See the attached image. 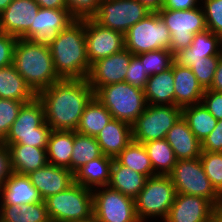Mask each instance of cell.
<instances>
[{"label": "cell", "instance_id": "obj_1", "mask_svg": "<svg viewBox=\"0 0 222 222\" xmlns=\"http://www.w3.org/2000/svg\"><path fill=\"white\" fill-rule=\"evenodd\" d=\"M95 92L87 79H60L40 91L45 122L52 130L76 131L81 115Z\"/></svg>", "mask_w": 222, "mask_h": 222}, {"label": "cell", "instance_id": "obj_2", "mask_svg": "<svg viewBox=\"0 0 222 222\" xmlns=\"http://www.w3.org/2000/svg\"><path fill=\"white\" fill-rule=\"evenodd\" d=\"M60 79H85L90 70L85 38V19L75 20L59 32L49 46Z\"/></svg>", "mask_w": 222, "mask_h": 222}, {"label": "cell", "instance_id": "obj_3", "mask_svg": "<svg viewBox=\"0 0 222 222\" xmlns=\"http://www.w3.org/2000/svg\"><path fill=\"white\" fill-rule=\"evenodd\" d=\"M13 65L36 94L60 80L50 48L27 39H17L13 50Z\"/></svg>", "mask_w": 222, "mask_h": 222}, {"label": "cell", "instance_id": "obj_4", "mask_svg": "<svg viewBox=\"0 0 222 222\" xmlns=\"http://www.w3.org/2000/svg\"><path fill=\"white\" fill-rule=\"evenodd\" d=\"M51 131L50 126L45 122L44 106L36 97L22 105L18 117L2 143L47 148Z\"/></svg>", "mask_w": 222, "mask_h": 222}, {"label": "cell", "instance_id": "obj_5", "mask_svg": "<svg viewBox=\"0 0 222 222\" xmlns=\"http://www.w3.org/2000/svg\"><path fill=\"white\" fill-rule=\"evenodd\" d=\"M44 202L51 222H85L93 218L92 189L75 182Z\"/></svg>", "mask_w": 222, "mask_h": 222}, {"label": "cell", "instance_id": "obj_6", "mask_svg": "<svg viewBox=\"0 0 222 222\" xmlns=\"http://www.w3.org/2000/svg\"><path fill=\"white\" fill-rule=\"evenodd\" d=\"M176 189L168 175L148 177L143 189L134 199L136 214L140 222H148L157 217L166 219L174 203ZM152 218V219H151Z\"/></svg>", "mask_w": 222, "mask_h": 222}, {"label": "cell", "instance_id": "obj_7", "mask_svg": "<svg viewBox=\"0 0 222 222\" xmlns=\"http://www.w3.org/2000/svg\"><path fill=\"white\" fill-rule=\"evenodd\" d=\"M95 96L109 110L114 119L130 125L148 105L144 90L135 88L125 81L102 86Z\"/></svg>", "mask_w": 222, "mask_h": 222}, {"label": "cell", "instance_id": "obj_8", "mask_svg": "<svg viewBox=\"0 0 222 222\" xmlns=\"http://www.w3.org/2000/svg\"><path fill=\"white\" fill-rule=\"evenodd\" d=\"M125 48L133 55L169 49L171 33L158 12L149 13L133 25L124 35Z\"/></svg>", "mask_w": 222, "mask_h": 222}, {"label": "cell", "instance_id": "obj_9", "mask_svg": "<svg viewBox=\"0 0 222 222\" xmlns=\"http://www.w3.org/2000/svg\"><path fill=\"white\" fill-rule=\"evenodd\" d=\"M158 14L171 33L169 50L173 54L189 47L196 33L207 30L202 6L187 10L162 8Z\"/></svg>", "mask_w": 222, "mask_h": 222}, {"label": "cell", "instance_id": "obj_10", "mask_svg": "<svg viewBox=\"0 0 222 222\" xmlns=\"http://www.w3.org/2000/svg\"><path fill=\"white\" fill-rule=\"evenodd\" d=\"M182 117V108L176 105H150L132 124L133 141L146 143L165 139L167 132Z\"/></svg>", "mask_w": 222, "mask_h": 222}, {"label": "cell", "instance_id": "obj_11", "mask_svg": "<svg viewBox=\"0 0 222 222\" xmlns=\"http://www.w3.org/2000/svg\"><path fill=\"white\" fill-rule=\"evenodd\" d=\"M168 176L176 193L200 196L213 205L221 198L205 174L200 157L178 160Z\"/></svg>", "mask_w": 222, "mask_h": 222}, {"label": "cell", "instance_id": "obj_12", "mask_svg": "<svg viewBox=\"0 0 222 222\" xmlns=\"http://www.w3.org/2000/svg\"><path fill=\"white\" fill-rule=\"evenodd\" d=\"M93 218L99 222H140L134 199L109 186L92 190Z\"/></svg>", "mask_w": 222, "mask_h": 222}, {"label": "cell", "instance_id": "obj_13", "mask_svg": "<svg viewBox=\"0 0 222 222\" xmlns=\"http://www.w3.org/2000/svg\"><path fill=\"white\" fill-rule=\"evenodd\" d=\"M149 13L151 11L138 0H101L93 19L101 26L125 35L129 28Z\"/></svg>", "mask_w": 222, "mask_h": 222}, {"label": "cell", "instance_id": "obj_14", "mask_svg": "<svg viewBox=\"0 0 222 222\" xmlns=\"http://www.w3.org/2000/svg\"><path fill=\"white\" fill-rule=\"evenodd\" d=\"M85 38L90 65L125 49L124 34L101 26L93 18L85 19Z\"/></svg>", "mask_w": 222, "mask_h": 222}, {"label": "cell", "instance_id": "obj_15", "mask_svg": "<svg viewBox=\"0 0 222 222\" xmlns=\"http://www.w3.org/2000/svg\"><path fill=\"white\" fill-rule=\"evenodd\" d=\"M75 20L68 9L40 7L35 16L34 26L29 28V40L32 43L49 47L59 32Z\"/></svg>", "mask_w": 222, "mask_h": 222}, {"label": "cell", "instance_id": "obj_16", "mask_svg": "<svg viewBox=\"0 0 222 222\" xmlns=\"http://www.w3.org/2000/svg\"><path fill=\"white\" fill-rule=\"evenodd\" d=\"M132 56L125 48L93 62L86 78L93 91L96 93L102 86L124 82Z\"/></svg>", "mask_w": 222, "mask_h": 222}, {"label": "cell", "instance_id": "obj_17", "mask_svg": "<svg viewBox=\"0 0 222 222\" xmlns=\"http://www.w3.org/2000/svg\"><path fill=\"white\" fill-rule=\"evenodd\" d=\"M39 9L35 0H13L0 14L1 32L29 40V28Z\"/></svg>", "mask_w": 222, "mask_h": 222}, {"label": "cell", "instance_id": "obj_18", "mask_svg": "<svg viewBox=\"0 0 222 222\" xmlns=\"http://www.w3.org/2000/svg\"><path fill=\"white\" fill-rule=\"evenodd\" d=\"M164 222H213V204L200 196L176 193Z\"/></svg>", "mask_w": 222, "mask_h": 222}, {"label": "cell", "instance_id": "obj_19", "mask_svg": "<svg viewBox=\"0 0 222 222\" xmlns=\"http://www.w3.org/2000/svg\"><path fill=\"white\" fill-rule=\"evenodd\" d=\"M27 176L43 201L49 196L62 192L74 183L73 173L69 169L50 163Z\"/></svg>", "mask_w": 222, "mask_h": 222}, {"label": "cell", "instance_id": "obj_20", "mask_svg": "<svg viewBox=\"0 0 222 222\" xmlns=\"http://www.w3.org/2000/svg\"><path fill=\"white\" fill-rule=\"evenodd\" d=\"M222 54V37L211 30L196 33L189 47L173 54L174 63L190 68V61L204 60V57Z\"/></svg>", "mask_w": 222, "mask_h": 222}, {"label": "cell", "instance_id": "obj_21", "mask_svg": "<svg viewBox=\"0 0 222 222\" xmlns=\"http://www.w3.org/2000/svg\"><path fill=\"white\" fill-rule=\"evenodd\" d=\"M38 190L27 175L12 172L1 185L0 205H18L41 202Z\"/></svg>", "mask_w": 222, "mask_h": 222}, {"label": "cell", "instance_id": "obj_22", "mask_svg": "<svg viewBox=\"0 0 222 222\" xmlns=\"http://www.w3.org/2000/svg\"><path fill=\"white\" fill-rule=\"evenodd\" d=\"M174 74V105L181 108L201 103L205 89L189 67H183L173 62Z\"/></svg>", "mask_w": 222, "mask_h": 222}, {"label": "cell", "instance_id": "obj_23", "mask_svg": "<svg viewBox=\"0 0 222 222\" xmlns=\"http://www.w3.org/2000/svg\"><path fill=\"white\" fill-rule=\"evenodd\" d=\"M95 138L102 154L115 159L133 140L132 125L113 118Z\"/></svg>", "mask_w": 222, "mask_h": 222}, {"label": "cell", "instance_id": "obj_24", "mask_svg": "<svg viewBox=\"0 0 222 222\" xmlns=\"http://www.w3.org/2000/svg\"><path fill=\"white\" fill-rule=\"evenodd\" d=\"M165 139L172 147L177 161L199 158L201 155V142L192 133L183 117L167 132Z\"/></svg>", "mask_w": 222, "mask_h": 222}, {"label": "cell", "instance_id": "obj_25", "mask_svg": "<svg viewBox=\"0 0 222 222\" xmlns=\"http://www.w3.org/2000/svg\"><path fill=\"white\" fill-rule=\"evenodd\" d=\"M10 152L12 172L28 175L48 163L46 148L23 144H5Z\"/></svg>", "mask_w": 222, "mask_h": 222}, {"label": "cell", "instance_id": "obj_26", "mask_svg": "<svg viewBox=\"0 0 222 222\" xmlns=\"http://www.w3.org/2000/svg\"><path fill=\"white\" fill-rule=\"evenodd\" d=\"M113 158L102 154L78 168L74 173V182L89 189L108 186Z\"/></svg>", "mask_w": 222, "mask_h": 222}, {"label": "cell", "instance_id": "obj_27", "mask_svg": "<svg viewBox=\"0 0 222 222\" xmlns=\"http://www.w3.org/2000/svg\"><path fill=\"white\" fill-rule=\"evenodd\" d=\"M173 63L168 70L149 76L144 88L147 104L174 105Z\"/></svg>", "mask_w": 222, "mask_h": 222}, {"label": "cell", "instance_id": "obj_28", "mask_svg": "<svg viewBox=\"0 0 222 222\" xmlns=\"http://www.w3.org/2000/svg\"><path fill=\"white\" fill-rule=\"evenodd\" d=\"M37 94L16 71L13 64L0 68V98L29 103Z\"/></svg>", "mask_w": 222, "mask_h": 222}, {"label": "cell", "instance_id": "obj_29", "mask_svg": "<svg viewBox=\"0 0 222 222\" xmlns=\"http://www.w3.org/2000/svg\"><path fill=\"white\" fill-rule=\"evenodd\" d=\"M147 177L127 166L119 164L115 159L111 166L108 186L118 190L123 195L135 199L143 189Z\"/></svg>", "mask_w": 222, "mask_h": 222}, {"label": "cell", "instance_id": "obj_30", "mask_svg": "<svg viewBox=\"0 0 222 222\" xmlns=\"http://www.w3.org/2000/svg\"><path fill=\"white\" fill-rule=\"evenodd\" d=\"M74 131L52 130L47 143L48 163L70 170Z\"/></svg>", "mask_w": 222, "mask_h": 222}, {"label": "cell", "instance_id": "obj_31", "mask_svg": "<svg viewBox=\"0 0 222 222\" xmlns=\"http://www.w3.org/2000/svg\"><path fill=\"white\" fill-rule=\"evenodd\" d=\"M111 119L109 110L94 96L85 107L76 132L96 137Z\"/></svg>", "mask_w": 222, "mask_h": 222}, {"label": "cell", "instance_id": "obj_32", "mask_svg": "<svg viewBox=\"0 0 222 222\" xmlns=\"http://www.w3.org/2000/svg\"><path fill=\"white\" fill-rule=\"evenodd\" d=\"M0 219L4 222H51L46 204L0 205Z\"/></svg>", "mask_w": 222, "mask_h": 222}, {"label": "cell", "instance_id": "obj_33", "mask_svg": "<svg viewBox=\"0 0 222 222\" xmlns=\"http://www.w3.org/2000/svg\"><path fill=\"white\" fill-rule=\"evenodd\" d=\"M182 117L200 142L213 131L218 121L202 103L183 107Z\"/></svg>", "mask_w": 222, "mask_h": 222}, {"label": "cell", "instance_id": "obj_34", "mask_svg": "<svg viewBox=\"0 0 222 222\" xmlns=\"http://www.w3.org/2000/svg\"><path fill=\"white\" fill-rule=\"evenodd\" d=\"M155 175H169L176 165L173 149L166 139L143 143Z\"/></svg>", "mask_w": 222, "mask_h": 222}, {"label": "cell", "instance_id": "obj_35", "mask_svg": "<svg viewBox=\"0 0 222 222\" xmlns=\"http://www.w3.org/2000/svg\"><path fill=\"white\" fill-rule=\"evenodd\" d=\"M115 160L119 164L145 175L147 178L155 175L150 158L142 143L132 140Z\"/></svg>", "mask_w": 222, "mask_h": 222}, {"label": "cell", "instance_id": "obj_36", "mask_svg": "<svg viewBox=\"0 0 222 222\" xmlns=\"http://www.w3.org/2000/svg\"><path fill=\"white\" fill-rule=\"evenodd\" d=\"M101 155L102 152L95 137L74 131L73 152L70 160V171L72 173Z\"/></svg>", "mask_w": 222, "mask_h": 222}, {"label": "cell", "instance_id": "obj_37", "mask_svg": "<svg viewBox=\"0 0 222 222\" xmlns=\"http://www.w3.org/2000/svg\"><path fill=\"white\" fill-rule=\"evenodd\" d=\"M144 65L148 76L168 70L174 62L173 53L169 49H159L136 55Z\"/></svg>", "mask_w": 222, "mask_h": 222}, {"label": "cell", "instance_id": "obj_38", "mask_svg": "<svg viewBox=\"0 0 222 222\" xmlns=\"http://www.w3.org/2000/svg\"><path fill=\"white\" fill-rule=\"evenodd\" d=\"M200 160L212 186L222 196V152L202 151Z\"/></svg>", "mask_w": 222, "mask_h": 222}, {"label": "cell", "instance_id": "obj_39", "mask_svg": "<svg viewBox=\"0 0 222 222\" xmlns=\"http://www.w3.org/2000/svg\"><path fill=\"white\" fill-rule=\"evenodd\" d=\"M221 55L204 57V60L199 61H190V69L204 89H209L212 85Z\"/></svg>", "mask_w": 222, "mask_h": 222}, {"label": "cell", "instance_id": "obj_40", "mask_svg": "<svg viewBox=\"0 0 222 222\" xmlns=\"http://www.w3.org/2000/svg\"><path fill=\"white\" fill-rule=\"evenodd\" d=\"M23 104L24 102L18 100L0 98V142L9 133Z\"/></svg>", "mask_w": 222, "mask_h": 222}, {"label": "cell", "instance_id": "obj_41", "mask_svg": "<svg viewBox=\"0 0 222 222\" xmlns=\"http://www.w3.org/2000/svg\"><path fill=\"white\" fill-rule=\"evenodd\" d=\"M207 29L222 37V0H201Z\"/></svg>", "mask_w": 222, "mask_h": 222}, {"label": "cell", "instance_id": "obj_42", "mask_svg": "<svg viewBox=\"0 0 222 222\" xmlns=\"http://www.w3.org/2000/svg\"><path fill=\"white\" fill-rule=\"evenodd\" d=\"M101 0H66L67 9L76 20L93 18Z\"/></svg>", "mask_w": 222, "mask_h": 222}, {"label": "cell", "instance_id": "obj_43", "mask_svg": "<svg viewBox=\"0 0 222 222\" xmlns=\"http://www.w3.org/2000/svg\"><path fill=\"white\" fill-rule=\"evenodd\" d=\"M148 78L149 76L145 72L143 63L136 55H133L125 75V82L135 88L144 90Z\"/></svg>", "mask_w": 222, "mask_h": 222}, {"label": "cell", "instance_id": "obj_44", "mask_svg": "<svg viewBox=\"0 0 222 222\" xmlns=\"http://www.w3.org/2000/svg\"><path fill=\"white\" fill-rule=\"evenodd\" d=\"M201 103L215 119H222V92L205 89Z\"/></svg>", "mask_w": 222, "mask_h": 222}, {"label": "cell", "instance_id": "obj_45", "mask_svg": "<svg viewBox=\"0 0 222 222\" xmlns=\"http://www.w3.org/2000/svg\"><path fill=\"white\" fill-rule=\"evenodd\" d=\"M17 38L0 32V68L13 64V50Z\"/></svg>", "mask_w": 222, "mask_h": 222}, {"label": "cell", "instance_id": "obj_46", "mask_svg": "<svg viewBox=\"0 0 222 222\" xmlns=\"http://www.w3.org/2000/svg\"><path fill=\"white\" fill-rule=\"evenodd\" d=\"M202 151L222 152V119L218 120L213 131L201 142Z\"/></svg>", "mask_w": 222, "mask_h": 222}, {"label": "cell", "instance_id": "obj_47", "mask_svg": "<svg viewBox=\"0 0 222 222\" xmlns=\"http://www.w3.org/2000/svg\"><path fill=\"white\" fill-rule=\"evenodd\" d=\"M12 173L10 152L8 147L0 142V183L3 184Z\"/></svg>", "mask_w": 222, "mask_h": 222}, {"label": "cell", "instance_id": "obj_48", "mask_svg": "<svg viewBox=\"0 0 222 222\" xmlns=\"http://www.w3.org/2000/svg\"><path fill=\"white\" fill-rule=\"evenodd\" d=\"M201 6V0H165L163 8L172 10H187Z\"/></svg>", "mask_w": 222, "mask_h": 222}, {"label": "cell", "instance_id": "obj_49", "mask_svg": "<svg viewBox=\"0 0 222 222\" xmlns=\"http://www.w3.org/2000/svg\"><path fill=\"white\" fill-rule=\"evenodd\" d=\"M209 90L222 92V55L219 59L212 85L210 86Z\"/></svg>", "mask_w": 222, "mask_h": 222}, {"label": "cell", "instance_id": "obj_50", "mask_svg": "<svg viewBox=\"0 0 222 222\" xmlns=\"http://www.w3.org/2000/svg\"><path fill=\"white\" fill-rule=\"evenodd\" d=\"M41 8L67 9L66 0H35Z\"/></svg>", "mask_w": 222, "mask_h": 222}, {"label": "cell", "instance_id": "obj_51", "mask_svg": "<svg viewBox=\"0 0 222 222\" xmlns=\"http://www.w3.org/2000/svg\"><path fill=\"white\" fill-rule=\"evenodd\" d=\"M151 12H158L163 8L161 0H138Z\"/></svg>", "mask_w": 222, "mask_h": 222}, {"label": "cell", "instance_id": "obj_52", "mask_svg": "<svg viewBox=\"0 0 222 222\" xmlns=\"http://www.w3.org/2000/svg\"><path fill=\"white\" fill-rule=\"evenodd\" d=\"M213 222H222V196L213 205Z\"/></svg>", "mask_w": 222, "mask_h": 222}, {"label": "cell", "instance_id": "obj_53", "mask_svg": "<svg viewBox=\"0 0 222 222\" xmlns=\"http://www.w3.org/2000/svg\"><path fill=\"white\" fill-rule=\"evenodd\" d=\"M13 0H0V14L6 9V7L12 2Z\"/></svg>", "mask_w": 222, "mask_h": 222}, {"label": "cell", "instance_id": "obj_54", "mask_svg": "<svg viewBox=\"0 0 222 222\" xmlns=\"http://www.w3.org/2000/svg\"><path fill=\"white\" fill-rule=\"evenodd\" d=\"M85 222H99L96 219L92 218L91 220L85 221Z\"/></svg>", "mask_w": 222, "mask_h": 222}]
</instances>
